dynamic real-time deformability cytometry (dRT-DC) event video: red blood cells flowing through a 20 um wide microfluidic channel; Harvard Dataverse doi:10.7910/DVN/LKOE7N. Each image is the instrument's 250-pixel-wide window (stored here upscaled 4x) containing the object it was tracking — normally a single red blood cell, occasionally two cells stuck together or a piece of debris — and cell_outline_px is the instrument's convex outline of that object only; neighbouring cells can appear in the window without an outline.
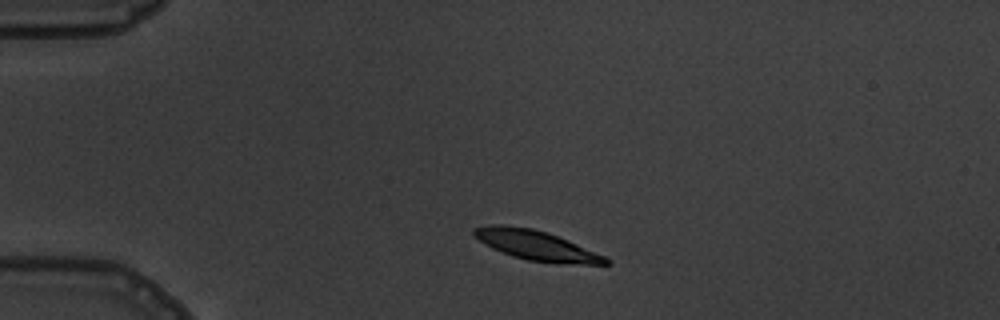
{"species": "common noctule bat (a hibernating species)", "species_latin": "Nyctalus noctula", "temperature_condition": "warm", "stored_images_in_passage": 4, "camera_frame_rate_fps": 3000, "um_per_image_px": 0.085, "animal": {"sex": "male", "body_mass_g": 19.5, "forearm_length_mm": 54.6}, "frame": {"image": 1, "passage_image": 2, "time_ms": 1.333, "image_size_px": [1000, 320], "cell_outline_px": [[612, 264], [584, 264], [528, 260], [512, 256], [492, 248], [484, 244], [472, 236], [472, 228], [492, 224], [500, 224], [532, 228], [548, 232], [568, 240], [604, 256], [612, 260]], "centroid_in_image_um": [45.53, 20.83], "position_along_channel_um": 39.5, "area_um2": 22.72}}
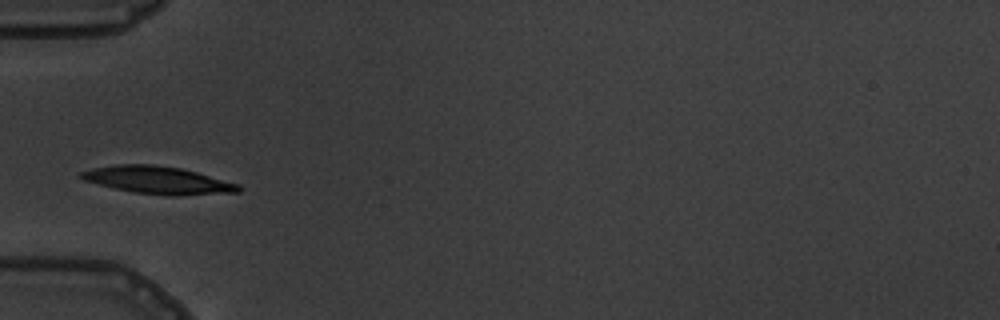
{"frame": {"image": 2, "passage_image": 4, "time_ms": 3.333, "image_size_px": [1000, 320], "cell_outline_px": [[244, 188], [240, 192], [172, 196], [168, 196], [136, 192], [116, 188], [84, 180], [80, 176], [80, 172], [92, 168], [116, 164], [152, 164], [180, 168], [196, 172], [240, 184]], "centroid_in_image_um": [13.48, 15.31], "position_along_channel_um": 71.5, "area_um2": 25.09}}